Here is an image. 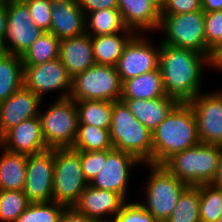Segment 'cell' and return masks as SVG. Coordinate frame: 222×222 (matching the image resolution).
I'll list each match as a JSON object with an SVG mask.
<instances>
[{
    "label": "cell",
    "instance_id": "1",
    "mask_svg": "<svg viewBox=\"0 0 222 222\" xmlns=\"http://www.w3.org/2000/svg\"><path fill=\"white\" fill-rule=\"evenodd\" d=\"M207 65L212 68V60L204 54L160 42L159 69L164 91L179 104L190 103L200 93L202 70Z\"/></svg>",
    "mask_w": 222,
    "mask_h": 222
},
{
    "label": "cell",
    "instance_id": "2",
    "mask_svg": "<svg viewBox=\"0 0 222 222\" xmlns=\"http://www.w3.org/2000/svg\"><path fill=\"white\" fill-rule=\"evenodd\" d=\"M153 134V164L162 165L173 154L200 143L197 122L189 104H177Z\"/></svg>",
    "mask_w": 222,
    "mask_h": 222
},
{
    "label": "cell",
    "instance_id": "3",
    "mask_svg": "<svg viewBox=\"0 0 222 222\" xmlns=\"http://www.w3.org/2000/svg\"><path fill=\"white\" fill-rule=\"evenodd\" d=\"M110 135L113 149L128 152L142 163L153 164V134L122 100L113 102Z\"/></svg>",
    "mask_w": 222,
    "mask_h": 222
},
{
    "label": "cell",
    "instance_id": "4",
    "mask_svg": "<svg viewBox=\"0 0 222 222\" xmlns=\"http://www.w3.org/2000/svg\"><path fill=\"white\" fill-rule=\"evenodd\" d=\"M222 146L199 143L173 154L162 165L189 186L211 183L219 166Z\"/></svg>",
    "mask_w": 222,
    "mask_h": 222
},
{
    "label": "cell",
    "instance_id": "5",
    "mask_svg": "<svg viewBox=\"0 0 222 222\" xmlns=\"http://www.w3.org/2000/svg\"><path fill=\"white\" fill-rule=\"evenodd\" d=\"M158 29L166 35L161 43L191 49L212 60V50L206 43L203 10L181 14H161Z\"/></svg>",
    "mask_w": 222,
    "mask_h": 222
},
{
    "label": "cell",
    "instance_id": "6",
    "mask_svg": "<svg viewBox=\"0 0 222 222\" xmlns=\"http://www.w3.org/2000/svg\"><path fill=\"white\" fill-rule=\"evenodd\" d=\"M146 165L151 168V174L144 188L147 203L141 205L159 222H165L189 185L177 179L163 165Z\"/></svg>",
    "mask_w": 222,
    "mask_h": 222
},
{
    "label": "cell",
    "instance_id": "7",
    "mask_svg": "<svg viewBox=\"0 0 222 222\" xmlns=\"http://www.w3.org/2000/svg\"><path fill=\"white\" fill-rule=\"evenodd\" d=\"M88 185L82 171L80 151L54 149L53 201L71 208Z\"/></svg>",
    "mask_w": 222,
    "mask_h": 222
},
{
    "label": "cell",
    "instance_id": "8",
    "mask_svg": "<svg viewBox=\"0 0 222 222\" xmlns=\"http://www.w3.org/2000/svg\"><path fill=\"white\" fill-rule=\"evenodd\" d=\"M122 82L116 67L95 64L72 78L70 99L118 101Z\"/></svg>",
    "mask_w": 222,
    "mask_h": 222
},
{
    "label": "cell",
    "instance_id": "9",
    "mask_svg": "<svg viewBox=\"0 0 222 222\" xmlns=\"http://www.w3.org/2000/svg\"><path fill=\"white\" fill-rule=\"evenodd\" d=\"M45 144L48 149L72 148L78 129V112L73 99H57L39 113Z\"/></svg>",
    "mask_w": 222,
    "mask_h": 222
},
{
    "label": "cell",
    "instance_id": "10",
    "mask_svg": "<svg viewBox=\"0 0 222 222\" xmlns=\"http://www.w3.org/2000/svg\"><path fill=\"white\" fill-rule=\"evenodd\" d=\"M5 5L7 26L4 45L0 51L22 57L44 31L33 23L29 9L23 0H14Z\"/></svg>",
    "mask_w": 222,
    "mask_h": 222
},
{
    "label": "cell",
    "instance_id": "11",
    "mask_svg": "<svg viewBox=\"0 0 222 222\" xmlns=\"http://www.w3.org/2000/svg\"><path fill=\"white\" fill-rule=\"evenodd\" d=\"M24 86L37 94L41 99L46 93L62 90L59 98H69L72 88V77L60 58L39 65H24ZM66 90V91H63Z\"/></svg>",
    "mask_w": 222,
    "mask_h": 222
},
{
    "label": "cell",
    "instance_id": "12",
    "mask_svg": "<svg viewBox=\"0 0 222 222\" xmlns=\"http://www.w3.org/2000/svg\"><path fill=\"white\" fill-rule=\"evenodd\" d=\"M54 149L27 155L23 188L30 203L53 201Z\"/></svg>",
    "mask_w": 222,
    "mask_h": 222
},
{
    "label": "cell",
    "instance_id": "13",
    "mask_svg": "<svg viewBox=\"0 0 222 222\" xmlns=\"http://www.w3.org/2000/svg\"><path fill=\"white\" fill-rule=\"evenodd\" d=\"M188 104L196 117L200 143L222 146V92H200Z\"/></svg>",
    "mask_w": 222,
    "mask_h": 222
},
{
    "label": "cell",
    "instance_id": "14",
    "mask_svg": "<svg viewBox=\"0 0 222 222\" xmlns=\"http://www.w3.org/2000/svg\"><path fill=\"white\" fill-rule=\"evenodd\" d=\"M148 38L137 35L129 40L116 64L122 84L131 78L159 68L160 44L155 48Z\"/></svg>",
    "mask_w": 222,
    "mask_h": 222
},
{
    "label": "cell",
    "instance_id": "15",
    "mask_svg": "<svg viewBox=\"0 0 222 222\" xmlns=\"http://www.w3.org/2000/svg\"><path fill=\"white\" fill-rule=\"evenodd\" d=\"M143 164L134 155L116 149L107 150V160H103L101 172L89 183L90 186L115 192L127 200L130 168Z\"/></svg>",
    "mask_w": 222,
    "mask_h": 222
},
{
    "label": "cell",
    "instance_id": "16",
    "mask_svg": "<svg viewBox=\"0 0 222 222\" xmlns=\"http://www.w3.org/2000/svg\"><path fill=\"white\" fill-rule=\"evenodd\" d=\"M0 147L25 155L46 151L48 148L43 137L40 116L24 120L8 130L0 138Z\"/></svg>",
    "mask_w": 222,
    "mask_h": 222
},
{
    "label": "cell",
    "instance_id": "17",
    "mask_svg": "<svg viewBox=\"0 0 222 222\" xmlns=\"http://www.w3.org/2000/svg\"><path fill=\"white\" fill-rule=\"evenodd\" d=\"M42 99L24 85L0 103V138L22 121L39 116Z\"/></svg>",
    "mask_w": 222,
    "mask_h": 222
},
{
    "label": "cell",
    "instance_id": "18",
    "mask_svg": "<svg viewBox=\"0 0 222 222\" xmlns=\"http://www.w3.org/2000/svg\"><path fill=\"white\" fill-rule=\"evenodd\" d=\"M125 202L126 200L118 193L97 189L88 185L72 208L76 212L90 218L108 222L113 220ZM105 216H110L112 219L108 220L109 217L105 219Z\"/></svg>",
    "mask_w": 222,
    "mask_h": 222
},
{
    "label": "cell",
    "instance_id": "19",
    "mask_svg": "<svg viewBox=\"0 0 222 222\" xmlns=\"http://www.w3.org/2000/svg\"><path fill=\"white\" fill-rule=\"evenodd\" d=\"M85 13L77 0H51V26L60 40L81 36L86 33Z\"/></svg>",
    "mask_w": 222,
    "mask_h": 222
},
{
    "label": "cell",
    "instance_id": "20",
    "mask_svg": "<svg viewBox=\"0 0 222 222\" xmlns=\"http://www.w3.org/2000/svg\"><path fill=\"white\" fill-rule=\"evenodd\" d=\"M118 10L125 26L139 34L143 31L158 30L161 9L151 0H117ZM140 29V30H139Z\"/></svg>",
    "mask_w": 222,
    "mask_h": 222
},
{
    "label": "cell",
    "instance_id": "21",
    "mask_svg": "<svg viewBox=\"0 0 222 222\" xmlns=\"http://www.w3.org/2000/svg\"><path fill=\"white\" fill-rule=\"evenodd\" d=\"M59 58L72 78L95 65L91 36L85 33L81 36L62 39Z\"/></svg>",
    "mask_w": 222,
    "mask_h": 222
},
{
    "label": "cell",
    "instance_id": "22",
    "mask_svg": "<svg viewBox=\"0 0 222 222\" xmlns=\"http://www.w3.org/2000/svg\"><path fill=\"white\" fill-rule=\"evenodd\" d=\"M132 115L152 133L178 104L167 95L155 99H121Z\"/></svg>",
    "mask_w": 222,
    "mask_h": 222
},
{
    "label": "cell",
    "instance_id": "23",
    "mask_svg": "<svg viewBox=\"0 0 222 222\" xmlns=\"http://www.w3.org/2000/svg\"><path fill=\"white\" fill-rule=\"evenodd\" d=\"M135 34L136 32L127 28L121 34L91 36L95 63L115 67L124 47Z\"/></svg>",
    "mask_w": 222,
    "mask_h": 222
},
{
    "label": "cell",
    "instance_id": "24",
    "mask_svg": "<svg viewBox=\"0 0 222 222\" xmlns=\"http://www.w3.org/2000/svg\"><path fill=\"white\" fill-rule=\"evenodd\" d=\"M166 96L160 69L140 74L122 84L121 99H155Z\"/></svg>",
    "mask_w": 222,
    "mask_h": 222
},
{
    "label": "cell",
    "instance_id": "25",
    "mask_svg": "<svg viewBox=\"0 0 222 222\" xmlns=\"http://www.w3.org/2000/svg\"><path fill=\"white\" fill-rule=\"evenodd\" d=\"M0 190H23L26 181L27 155L1 150Z\"/></svg>",
    "mask_w": 222,
    "mask_h": 222
},
{
    "label": "cell",
    "instance_id": "26",
    "mask_svg": "<svg viewBox=\"0 0 222 222\" xmlns=\"http://www.w3.org/2000/svg\"><path fill=\"white\" fill-rule=\"evenodd\" d=\"M22 57L0 51V103L24 85Z\"/></svg>",
    "mask_w": 222,
    "mask_h": 222
},
{
    "label": "cell",
    "instance_id": "27",
    "mask_svg": "<svg viewBox=\"0 0 222 222\" xmlns=\"http://www.w3.org/2000/svg\"><path fill=\"white\" fill-rule=\"evenodd\" d=\"M75 103L78 112V124H88L99 128L110 129L113 102L77 100Z\"/></svg>",
    "mask_w": 222,
    "mask_h": 222
},
{
    "label": "cell",
    "instance_id": "28",
    "mask_svg": "<svg viewBox=\"0 0 222 222\" xmlns=\"http://www.w3.org/2000/svg\"><path fill=\"white\" fill-rule=\"evenodd\" d=\"M88 15L85 23L86 33L90 36L121 33L127 29L118 8L101 9Z\"/></svg>",
    "mask_w": 222,
    "mask_h": 222
},
{
    "label": "cell",
    "instance_id": "29",
    "mask_svg": "<svg viewBox=\"0 0 222 222\" xmlns=\"http://www.w3.org/2000/svg\"><path fill=\"white\" fill-rule=\"evenodd\" d=\"M72 149L75 151L112 150L110 130L88 124H78Z\"/></svg>",
    "mask_w": 222,
    "mask_h": 222
},
{
    "label": "cell",
    "instance_id": "30",
    "mask_svg": "<svg viewBox=\"0 0 222 222\" xmlns=\"http://www.w3.org/2000/svg\"><path fill=\"white\" fill-rule=\"evenodd\" d=\"M60 42L53 33L43 32L22 56L23 65H39L58 59Z\"/></svg>",
    "mask_w": 222,
    "mask_h": 222
},
{
    "label": "cell",
    "instance_id": "31",
    "mask_svg": "<svg viewBox=\"0 0 222 222\" xmlns=\"http://www.w3.org/2000/svg\"><path fill=\"white\" fill-rule=\"evenodd\" d=\"M200 196L197 186H189L165 222H200Z\"/></svg>",
    "mask_w": 222,
    "mask_h": 222
},
{
    "label": "cell",
    "instance_id": "32",
    "mask_svg": "<svg viewBox=\"0 0 222 222\" xmlns=\"http://www.w3.org/2000/svg\"><path fill=\"white\" fill-rule=\"evenodd\" d=\"M200 196V222H217L222 213V188L211 183L197 185Z\"/></svg>",
    "mask_w": 222,
    "mask_h": 222
},
{
    "label": "cell",
    "instance_id": "33",
    "mask_svg": "<svg viewBox=\"0 0 222 222\" xmlns=\"http://www.w3.org/2000/svg\"><path fill=\"white\" fill-rule=\"evenodd\" d=\"M66 208L54 201L30 203L15 222H60Z\"/></svg>",
    "mask_w": 222,
    "mask_h": 222
},
{
    "label": "cell",
    "instance_id": "34",
    "mask_svg": "<svg viewBox=\"0 0 222 222\" xmlns=\"http://www.w3.org/2000/svg\"><path fill=\"white\" fill-rule=\"evenodd\" d=\"M29 204L23 190H0V222H15Z\"/></svg>",
    "mask_w": 222,
    "mask_h": 222
},
{
    "label": "cell",
    "instance_id": "35",
    "mask_svg": "<svg viewBox=\"0 0 222 222\" xmlns=\"http://www.w3.org/2000/svg\"><path fill=\"white\" fill-rule=\"evenodd\" d=\"M205 37L213 61L222 50V11L205 12Z\"/></svg>",
    "mask_w": 222,
    "mask_h": 222
},
{
    "label": "cell",
    "instance_id": "36",
    "mask_svg": "<svg viewBox=\"0 0 222 222\" xmlns=\"http://www.w3.org/2000/svg\"><path fill=\"white\" fill-rule=\"evenodd\" d=\"M30 12L31 19L44 32L50 31L51 0H23Z\"/></svg>",
    "mask_w": 222,
    "mask_h": 222
},
{
    "label": "cell",
    "instance_id": "37",
    "mask_svg": "<svg viewBox=\"0 0 222 222\" xmlns=\"http://www.w3.org/2000/svg\"><path fill=\"white\" fill-rule=\"evenodd\" d=\"M114 216L112 222H159L141 203H127Z\"/></svg>",
    "mask_w": 222,
    "mask_h": 222
},
{
    "label": "cell",
    "instance_id": "38",
    "mask_svg": "<svg viewBox=\"0 0 222 222\" xmlns=\"http://www.w3.org/2000/svg\"><path fill=\"white\" fill-rule=\"evenodd\" d=\"M103 160H107V150L80 151L82 171L88 183L101 172Z\"/></svg>",
    "mask_w": 222,
    "mask_h": 222
},
{
    "label": "cell",
    "instance_id": "39",
    "mask_svg": "<svg viewBox=\"0 0 222 222\" xmlns=\"http://www.w3.org/2000/svg\"><path fill=\"white\" fill-rule=\"evenodd\" d=\"M202 10L201 0H165L161 14H181Z\"/></svg>",
    "mask_w": 222,
    "mask_h": 222
},
{
    "label": "cell",
    "instance_id": "40",
    "mask_svg": "<svg viewBox=\"0 0 222 222\" xmlns=\"http://www.w3.org/2000/svg\"><path fill=\"white\" fill-rule=\"evenodd\" d=\"M78 5L87 16L88 13L101 9L118 8L117 0H77Z\"/></svg>",
    "mask_w": 222,
    "mask_h": 222
},
{
    "label": "cell",
    "instance_id": "41",
    "mask_svg": "<svg viewBox=\"0 0 222 222\" xmlns=\"http://www.w3.org/2000/svg\"><path fill=\"white\" fill-rule=\"evenodd\" d=\"M60 222H103L76 212L72 207L66 208Z\"/></svg>",
    "mask_w": 222,
    "mask_h": 222
},
{
    "label": "cell",
    "instance_id": "42",
    "mask_svg": "<svg viewBox=\"0 0 222 222\" xmlns=\"http://www.w3.org/2000/svg\"><path fill=\"white\" fill-rule=\"evenodd\" d=\"M7 26V10L5 3H0V49L4 45V35Z\"/></svg>",
    "mask_w": 222,
    "mask_h": 222
},
{
    "label": "cell",
    "instance_id": "43",
    "mask_svg": "<svg viewBox=\"0 0 222 222\" xmlns=\"http://www.w3.org/2000/svg\"><path fill=\"white\" fill-rule=\"evenodd\" d=\"M204 12L222 11V0H201Z\"/></svg>",
    "mask_w": 222,
    "mask_h": 222
},
{
    "label": "cell",
    "instance_id": "44",
    "mask_svg": "<svg viewBox=\"0 0 222 222\" xmlns=\"http://www.w3.org/2000/svg\"><path fill=\"white\" fill-rule=\"evenodd\" d=\"M212 185L222 188V152L220 155V161H219V166L217 169V173L213 181L211 182Z\"/></svg>",
    "mask_w": 222,
    "mask_h": 222
},
{
    "label": "cell",
    "instance_id": "45",
    "mask_svg": "<svg viewBox=\"0 0 222 222\" xmlns=\"http://www.w3.org/2000/svg\"><path fill=\"white\" fill-rule=\"evenodd\" d=\"M212 67L222 71V50L214 57Z\"/></svg>",
    "mask_w": 222,
    "mask_h": 222
},
{
    "label": "cell",
    "instance_id": "46",
    "mask_svg": "<svg viewBox=\"0 0 222 222\" xmlns=\"http://www.w3.org/2000/svg\"><path fill=\"white\" fill-rule=\"evenodd\" d=\"M153 3H155L160 9L164 6L165 0H151Z\"/></svg>",
    "mask_w": 222,
    "mask_h": 222
},
{
    "label": "cell",
    "instance_id": "47",
    "mask_svg": "<svg viewBox=\"0 0 222 222\" xmlns=\"http://www.w3.org/2000/svg\"><path fill=\"white\" fill-rule=\"evenodd\" d=\"M14 0H0V3H7V2H12Z\"/></svg>",
    "mask_w": 222,
    "mask_h": 222
},
{
    "label": "cell",
    "instance_id": "48",
    "mask_svg": "<svg viewBox=\"0 0 222 222\" xmlns=\"http://www.w3.org/2000/svg\"><path fill=\"white\" fill-rule=\"evenodd\" d=\"M217 222H222V213L220 214V216H219Z\"/></svg>",
    "mask_w": 222,
    "mask_h": 222
}]
</instances>
